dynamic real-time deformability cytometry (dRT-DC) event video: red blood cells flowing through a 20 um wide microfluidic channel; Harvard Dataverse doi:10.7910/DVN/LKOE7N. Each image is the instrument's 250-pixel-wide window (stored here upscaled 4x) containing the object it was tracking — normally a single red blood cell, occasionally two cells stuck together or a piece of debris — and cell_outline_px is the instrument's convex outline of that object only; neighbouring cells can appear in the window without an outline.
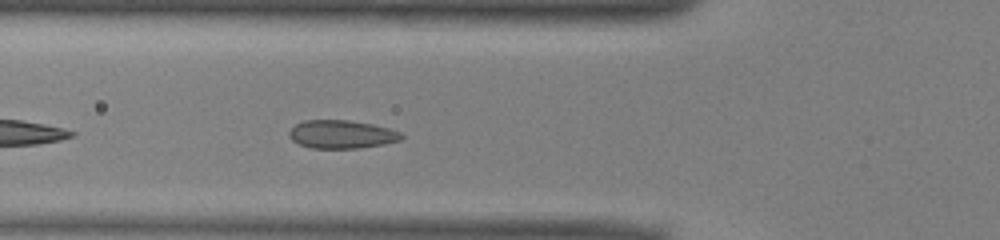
{"species": "common noctule bat (a hibernating species)", "species_latin": "Nyctalus noctula", "temperature_condition": "warm", "stored_images_in_passage": 30, "camera_frame_rate_fps": 3000, "um_per_image_px": 0.085, "animal": {"sex": "male", "body_mass_g": 13.0, "forearm_length_mm": 53.1}, "frame": {"image": 1, "passage_image": 5, "time_ms": 1.333, "image_size_px": [1000, 240], "cell_outline_px": [[404, 136], [400, 140], [384, 144], [360, 148], [312, 148], [300, 144], [292, 140], [288, 136], [288, 132], [296, 124], [304, 120], [348, 120], [372, 124], [388, 128], [400, 132]], "centroid_in_image_um": [29.03, 11.41], "position_along_channel_um": 96.8, "area_um2": 18.44}}
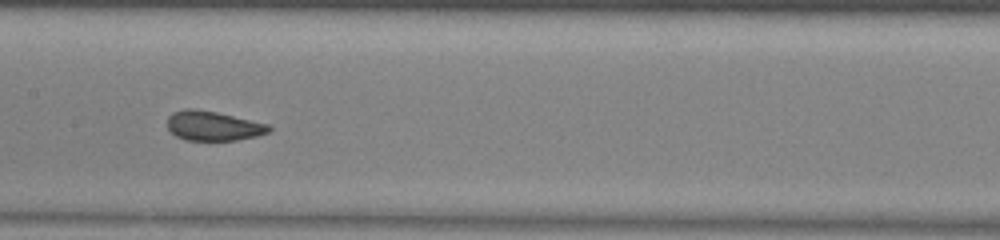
{"frame": {"image": 2, "passage_image": 12, "time_ms": 3.667, "image_size_px": [1000, 240], "cell_outline_px": [[272, 128], [268, 132], [256, 136], [236, 140], [184, 140], [176, 136], [168, 128], [168, 116], [172, 112], [184, 108], [192, 108], [216, 112], [268, 124]], "centroid_in_image_um": [18.09, 10.69], "position_along_channel_um": 189.3, "area_um2": 17.4}}
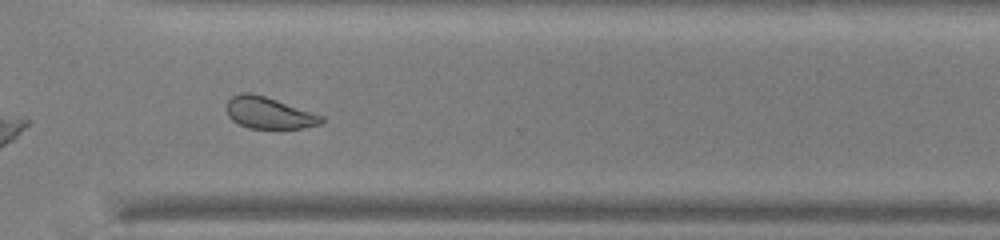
{"frame": {"image": 3, "passage_image": 24, "time_ms": 7.667, "image_size_px": [1000, 240], "cell_outline_px": [[324, 120], [320, 124], [304, 128], [248, 128], [232, 120], [228, 116], [224, 108], [228, 100], [232, 96], [240, 92], [252, 92], [324, 116]], "centroid_in_image_um": [22.81, 9.59], "position_along_channel_um": 347.8, "area_um2": 17.51}, "authors_computed_cell_mechanics": {"area_um2": 18.0047, "velocity_mm_per_s": 3.9597, "shape_relaxation_time_tau1_ms": 4.1997, "shape_relaxation_time_tau2_ms": null, "deformation_change_tau1": 0.0918, "deformation_change_tau2": null}}